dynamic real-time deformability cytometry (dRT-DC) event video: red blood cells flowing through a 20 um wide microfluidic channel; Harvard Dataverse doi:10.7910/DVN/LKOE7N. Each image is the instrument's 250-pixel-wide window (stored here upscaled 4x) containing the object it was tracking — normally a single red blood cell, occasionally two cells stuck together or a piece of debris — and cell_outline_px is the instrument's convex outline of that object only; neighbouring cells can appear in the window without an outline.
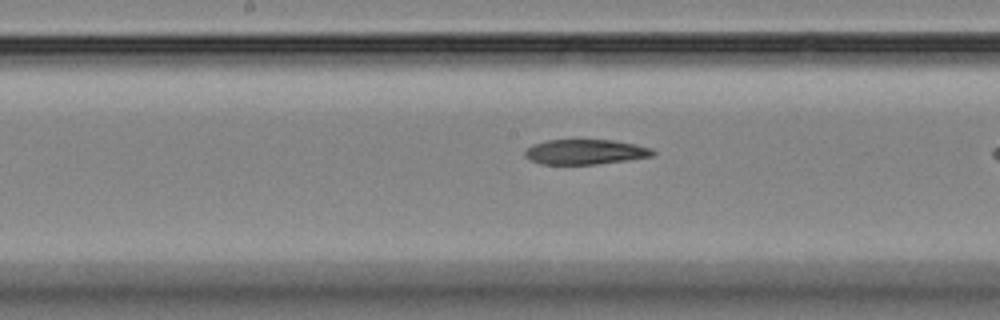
{"species": "Egyptian fruit bat (a non-hibernating species)", "species_latin": "Rousettus aegyptiacus", "temperature_condition": "room temperature", "stored_images_in_passage": 9, "camera_frame_rate_fps": 3000, "um_per_image_px": 0.085, "animal": {"sex": "female"}, "frame": {"image": 1, "passage_image": 7, "time_ms": 8.0, "image_size_px": [1000, 320], "cell_outline_px": [[656, 152], [652, 156], [628, 160], [596, 164], [540, 164], [528, 160], [524, 156], [524, 152], [532, 144], [548, 140], [612, 140], [652, 148]], "centroid_in_image_um": [49.71, 12.92], "position_along_channel_um": 198.5, "area_um2": 18.61}}
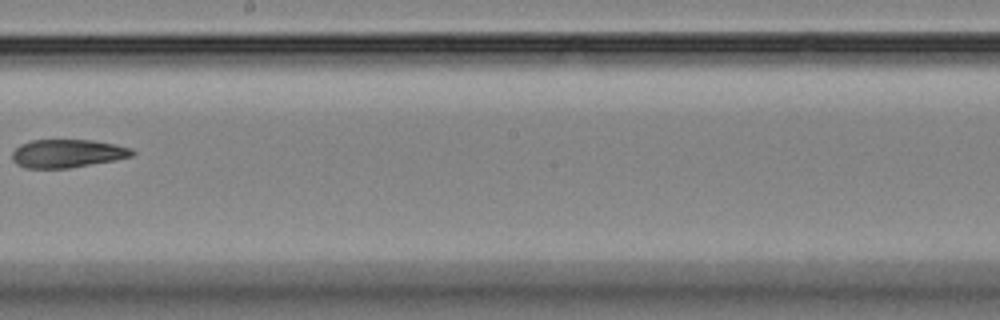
{"frame": {"image": 2, "passage_image": 9, "time_ms": 10.333, "image_size_px": [1000, 320], "cell_outline_px": [[136, 152], [132, 156], [116, 160], [68, 168], [24, 168], [16, 164], [12, 160], [12, 152], [20, 144], [32, 140], [92, 140], [132, 148]], "centroid_in_image_um": [5.71, 13.05], "position_along_channel_um": 242.5, "area_um2": 19.77}}